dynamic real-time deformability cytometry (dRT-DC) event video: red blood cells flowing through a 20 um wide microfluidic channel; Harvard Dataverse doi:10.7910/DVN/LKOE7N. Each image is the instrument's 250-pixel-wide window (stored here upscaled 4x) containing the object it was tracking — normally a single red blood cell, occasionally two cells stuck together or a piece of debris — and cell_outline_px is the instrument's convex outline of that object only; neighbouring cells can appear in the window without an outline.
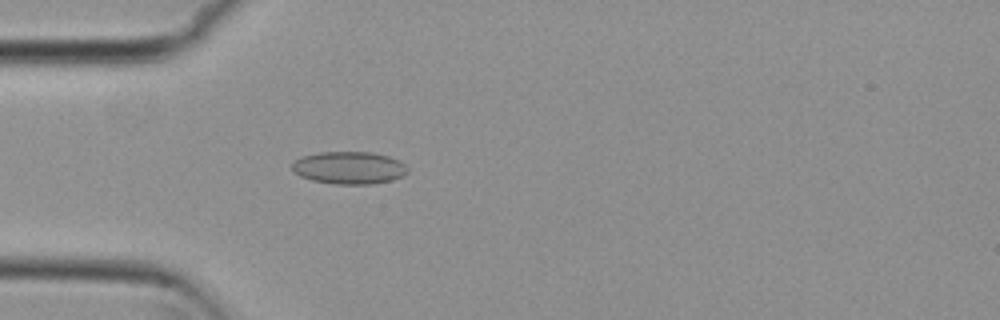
{"species": "common noctule bat (a hibernating species)", "species_latin": "Nyctalus noctula", "temperature_condition": "cold", "stored_images_in_passage": 32, "camera_frame_rate_fps": 3000, "um_per_image_px": 0.085, "animal": {"sex": "female", "body_mass_g": 29.2, "forearm_length_mm": 56.3}, "frame": {"image": 1, "passage_image": 4, "time_ms": 1.0, "image_size_px": [1000, 320], "cell_outline_px": [[408, 172], [404, 176], [392, 180], [372, 184], [332, 184], [312, 180], [300, 176], [292, 172], [292, 160], [300, 156], [320, 152], [372, 152], [388, 156], [400, 160], [408, 168]], "centroid_in_image_um": [29.65, 14.26], "position_along_channel_um": 55.3, "area_um2": 22.25}}
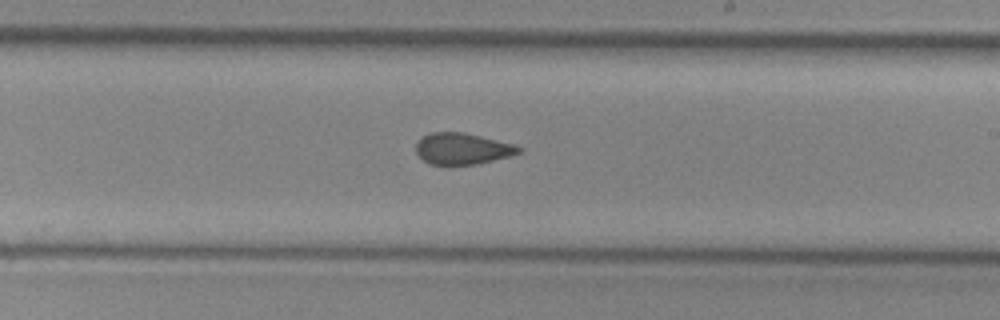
{"frame": {"image": 2, "passage_image": 20, "time_ms": 6.333, "image_size_px": [1000, 320], "cell_outline_px": [[524, 152], [512, 156], [476, 164], [428, 164], [416, 152], [416, 144], [424, 136], [432, 132], [464, 132], [512, 144], [524, 148]], "centroid_in_image_um": [39.35, 12.64], "position_along_channel_um": 249.6, "area_um2": 18.67}}
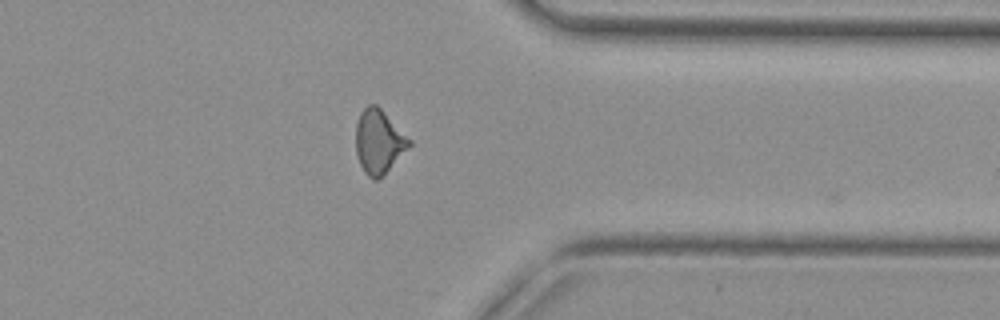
{"frame": {"image": 3, "passage_image": 31, "time_ms": 10.0, "image_size_px": [1000, 320], "cell_outline_px": [[412, 144], [376, 180], [372, 180], [364, 172], [360, 164], [356, 152], [356, 124], [360, 112], [368, 104], [376, 104], [412, 140]], "centroid_in_image_um": [32.18, 12.0], "position_along_channel_um": 379.2, "area_um2": 19.54}}